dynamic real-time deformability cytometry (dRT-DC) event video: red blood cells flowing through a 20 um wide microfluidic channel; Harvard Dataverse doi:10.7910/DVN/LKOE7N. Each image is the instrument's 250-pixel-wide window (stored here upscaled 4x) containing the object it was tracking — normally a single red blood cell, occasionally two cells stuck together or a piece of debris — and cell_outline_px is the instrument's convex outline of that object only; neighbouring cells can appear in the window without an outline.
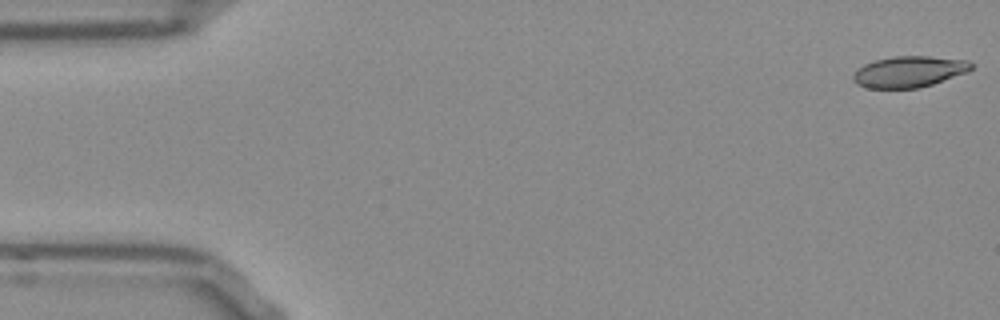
{"species": "Egyptian fruit bat (a non-hibernating species)", "species_latin": "Rousettus aegyptiacus", "temperature_condition": "room temperature", "stored_images_in_passage": 46, "camera_frame_rate_fps": 3000, "um_per_image_px": 0.085, "frame": {"image": 1, "passage_image": 1, "time_ms": 0.0, "image_size_px": [1000, 320], "cell_outline_px": [[972, 68], [968, 72], [920, 88], [868, 88], [856, 84], [852, 80], [852, 76], [856, 68], [864, 64], [876, 60], [892, 56], [928, 56], [968, 60], [972, 64]], "centroid_in_image_um": [77.24, 6.09], "position_along_channel_um": 7.8, "area_um2": 21.56}}
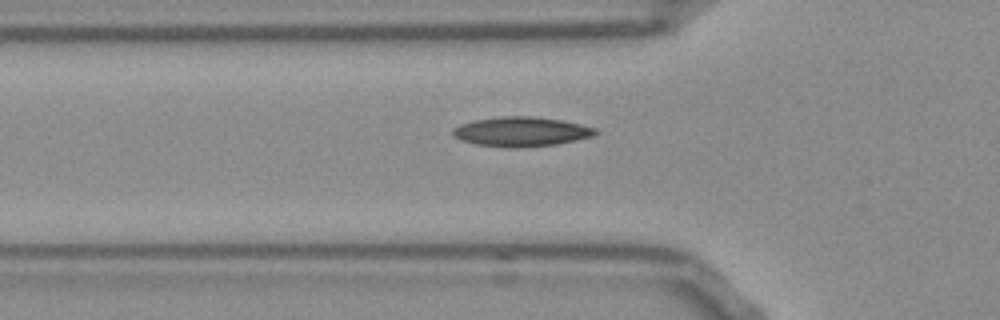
{"frame": {"image": 2, "passage_image": 17, "time_ms": 5.333, "image_size_px": [1000, 320], "cell_outline_px": [[600, 132], [592, 136], [576, 140], [556, 144], [516, 148], [512, 148], [476, 144], [460, 140], [452, 136], [452, 128], [460, 124], [476, 120], [500, 116], [532, 116], [564, 120], [596, 128]], "centroid_in_image_um": [44.3, 11.19], "position_along_channel_um": 81.5, "area_um2": 24.68}}
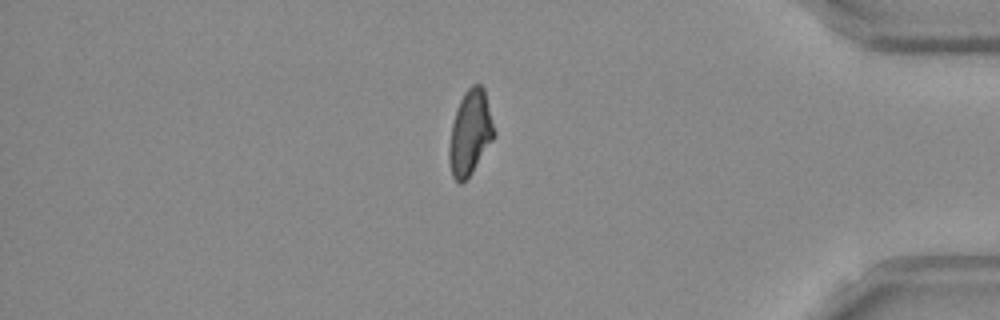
{"frame": {"image": 3, "passage_image": 44, "time_ms": 14.333, "image_size_px": [1000, 320], "cell_outline_px": [[496, 136], [472, 172], [460, 184], [452, 176], [448, 160], [448, 148], [452, 124], [456, 108], [464, 92], [472, 84], [480, 84], [484, 88], [496, 132]], "centroid_in_image_um": [39.97, 11.27], "position_along_channel_um": 395.2, "area_um2": 22.37}, "authors_computed_cell_mechanics": {"area_um2": 22.3397, "velocity_mm_per_s": 3.8586, "shape_relaxation_time_tau1_ms": 10.8184, "shape_relaxation_time_tau2_ms": 3.1923, "deformation_change_tau1": 0.2436, "deformation_change_tau2": 0.0974}}